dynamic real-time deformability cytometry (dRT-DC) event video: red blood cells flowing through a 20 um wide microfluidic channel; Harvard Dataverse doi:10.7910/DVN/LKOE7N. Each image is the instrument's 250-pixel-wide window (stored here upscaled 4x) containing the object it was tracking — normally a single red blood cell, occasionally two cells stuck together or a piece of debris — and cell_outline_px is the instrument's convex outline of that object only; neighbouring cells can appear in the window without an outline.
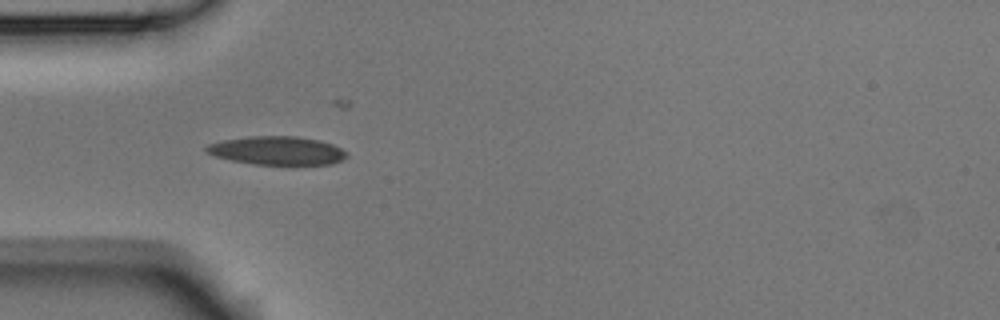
{"species": "Egyptian fruit bat (a non-hibernating species)", "species_latin": "Rousettus aegyptiacus", "temperature_condition": "room temperature", "stored_images_in_passage": 5, "camera_frame_rate_fps": 3000, "um_per_image_px": 0.085, "animal": {"sex": "male"}, "frame": {"image": 1, "passage_image": 1, "time_ms": 0.0, "image_size_px": [1000, 320], "cell_outline_px": [[348, 156], [332, 164], [252, 164], [232, 160], [216, 156], [204, 152], [204, 148], [208, 144], [224, 140], [248, 136], [296, 136], [320, 140], [332, 144], [348, 152]], "centroid_in_image_um": [23.54, 12.79], "position_along_channel_um": 61.5, "area_um2": 23.24}}
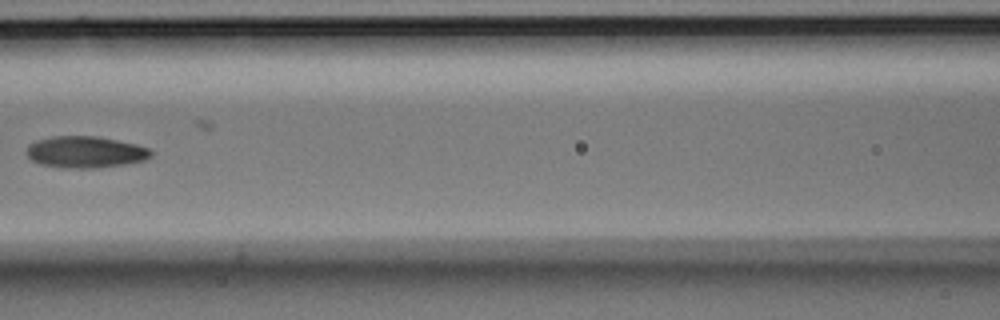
{"frame": {"image": 2, "passage_image": 3, "time_ms": 0.667, "image_size_px": [1000, 320], "cell_outline_px": [[152, 156], [144, 160], [128, 164], [96, 168], [64, 168], [40, 164], [32, 160], [24, 152], [28, 144], [36, 140], [52, 136], [96, 136], [136, 144], [148, 148], [152, 152]], "centroid_in_image_um": [7.23, 12.93], "position_along_channel_um": 159.4, "area_um2": 23.12}}
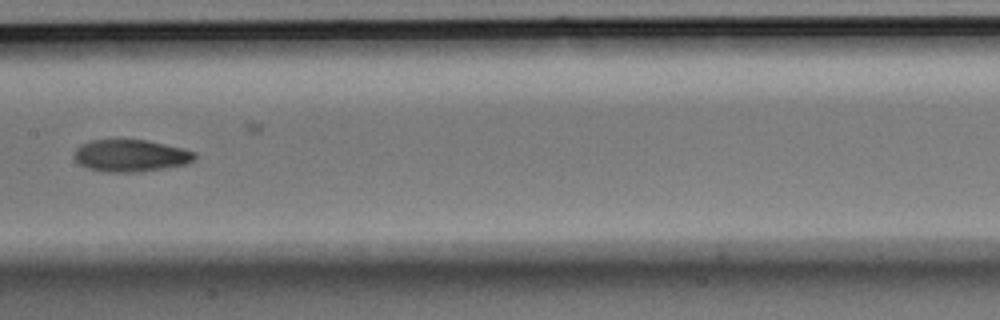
{"frame": {"image": 3, "passage_image": 4, "time_ms": 1.0, "image_size_px": [1000, 320], "cell_outline_px": [[196, 160], [188, 164], [164, 168], [136, 172], [108, 172], [88, 168], [80, 164], [76, 160], [76, 148], [80, 144], [92, 140], [148, 140], [184, 148], [196, 152]], "centroid_in_image_um": [11.18, 13.22], "position_along_channel_um": 196.2, "area_um2": 22.54}}